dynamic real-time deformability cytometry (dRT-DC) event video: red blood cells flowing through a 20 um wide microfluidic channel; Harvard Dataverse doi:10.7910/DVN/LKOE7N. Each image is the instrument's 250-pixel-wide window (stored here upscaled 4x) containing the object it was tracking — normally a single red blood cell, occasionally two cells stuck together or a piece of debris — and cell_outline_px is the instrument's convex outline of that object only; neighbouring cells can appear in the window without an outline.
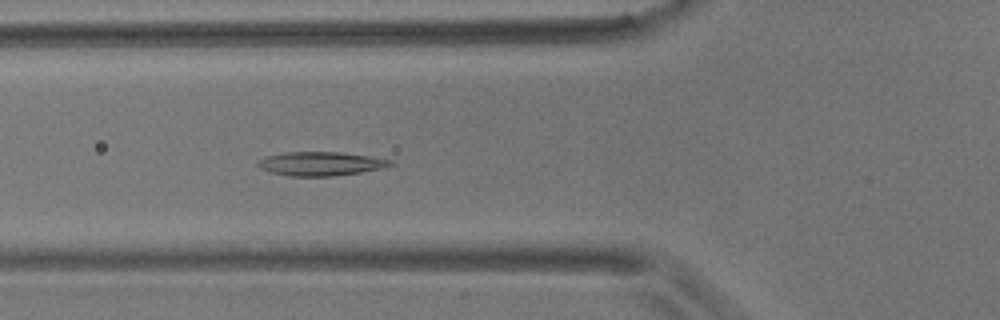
{"species": "common noctule bat (a hibernating species)", "species_latin": "Nyctalus noctula", "temperature_condition": "room temperature", "stored_images_in_passage": 6, "camera_frame_rate_fps": 3000, "um_per_image_px": 0.085, "animal": {"sex": "male", "body_mass_g": 17.9}, "frame": {"image": 1, "passage_image": 6, "time_ms": 5.667, "image_size_px": [1000, 320], "cell_outline_px": [[396, 164], [384, 168], [360, 172], [332, 176], [288, 176], [272, 172], [260, 168], [256, 164], [264, 156], [284, 152], [340, 152], [368, 156], [392, 160]], "centroid_in_image_um": [27.27, 13.91], "position_along_channel_um": 98.5, "area_um2": 18.44}}